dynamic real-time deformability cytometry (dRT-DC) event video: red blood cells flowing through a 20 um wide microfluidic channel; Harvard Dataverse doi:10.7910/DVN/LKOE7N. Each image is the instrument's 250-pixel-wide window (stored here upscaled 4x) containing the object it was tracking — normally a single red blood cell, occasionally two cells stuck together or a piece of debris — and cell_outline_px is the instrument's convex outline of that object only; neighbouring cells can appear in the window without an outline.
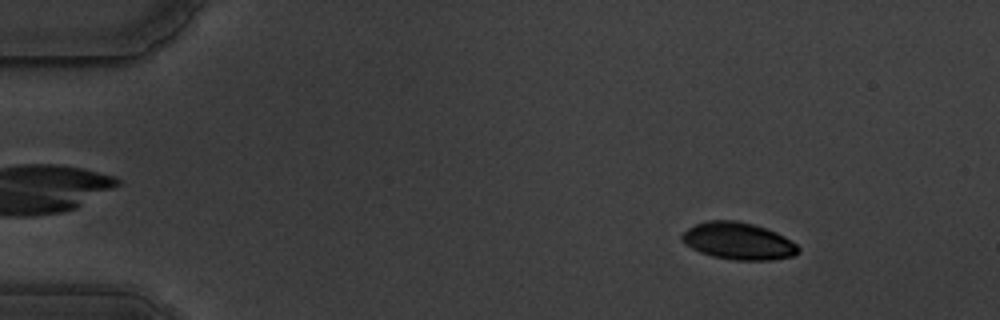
{"species": "common noctule bat (a hibernating species)", "species_latin": "Nyctalus noctula", "temperature_condition": "warm", "stored_images_in_passage": 57, "camera_frame_rate_fps": 3000, "um_per_image_px": 0.085, "animal": {"sex": "male", "body_mass_g": 19.5, "forearm_length_mm": 54.6}, "frame": {"image": 1, "passage_image": 7, "time_ms": 2.0, "image_size_px": [1000, 320], "cell_outline_px": [[800, 252], [792, 256], [772, 260], [732, 260], [712, 256], [700, 252], [684, 244], [680, 240], [680, 236], [688, 228], [696, 224], [708, 220], [736, 220], [752, 224], [776, 232], [784, 236], [796, 244], [800, 248]], "centroid_in_image_um": [62.74, 20.49], "position_along_channel_um": 22.3, "area_um2": 25.2}}
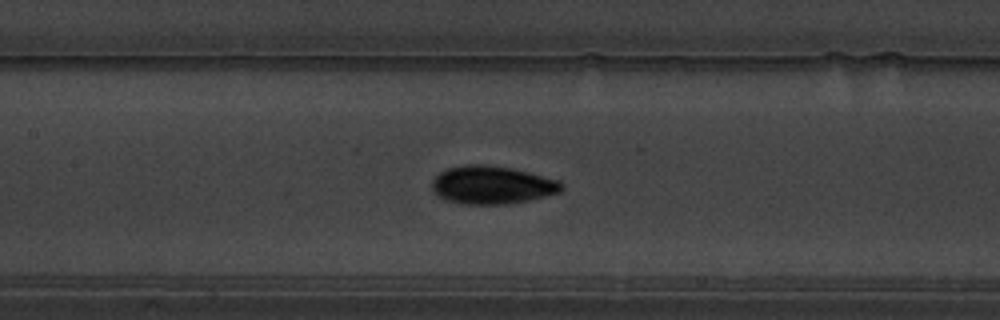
{"frame": {"image": 2, "passage_image": 27, "time_ms": 8.667, "image_size_px": [1000, 320], "cell_outline_px": [[564, 188], [560, 192], [532, 200], [508, 204], [464, 204], [448, 200], [432, 192], [432, 180], [440, 172], [448, 168], [468, 164], [480, 164], [512, 168], [560, 180], [564, 184]], "centroid_in_image_um": [41.86, 15.73], "position_along_channel_um": 165.5, "area_um2": 28.84}}
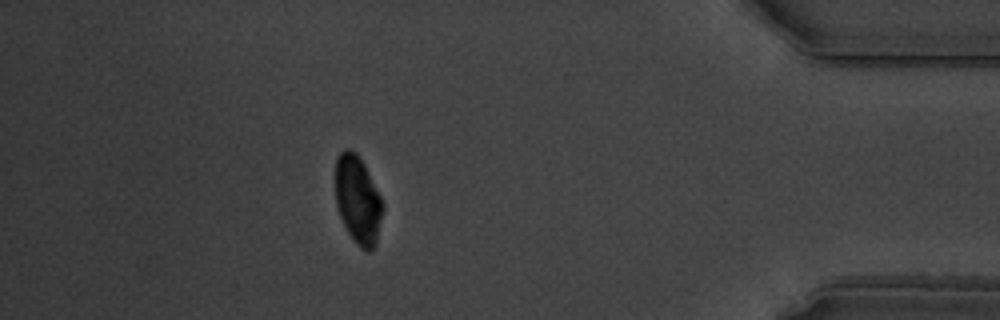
{"frame": {"image": 3, "passage_image": 51, "time_ms": 16.667, "image_size_px": [1000, 320], "cell_outline_px": [[384, 208], [376, 244], [368, 252], [360, 248], [356, 244], [348, 232], [336, 208], [336, 156], [344, 148], [348, 148], [356, 152], [364, 164], [384, 204]], "centroid_in_image_um": [30.42, 16.99], "position_along_channel_um": 404.8, "area_um2": 24.33}, "authors_computed_cell_mechanics": {"area_um2": 25.721, "velocity_mm_per_s": 3.5131, "shape_relaxation_time_tau1_ms": 3.3276, "shape_relaxation_time_tau2_ms": 1.975, "deformation_change_tau1": 0.1403, "deformation_change_tau2": 0.0593}}